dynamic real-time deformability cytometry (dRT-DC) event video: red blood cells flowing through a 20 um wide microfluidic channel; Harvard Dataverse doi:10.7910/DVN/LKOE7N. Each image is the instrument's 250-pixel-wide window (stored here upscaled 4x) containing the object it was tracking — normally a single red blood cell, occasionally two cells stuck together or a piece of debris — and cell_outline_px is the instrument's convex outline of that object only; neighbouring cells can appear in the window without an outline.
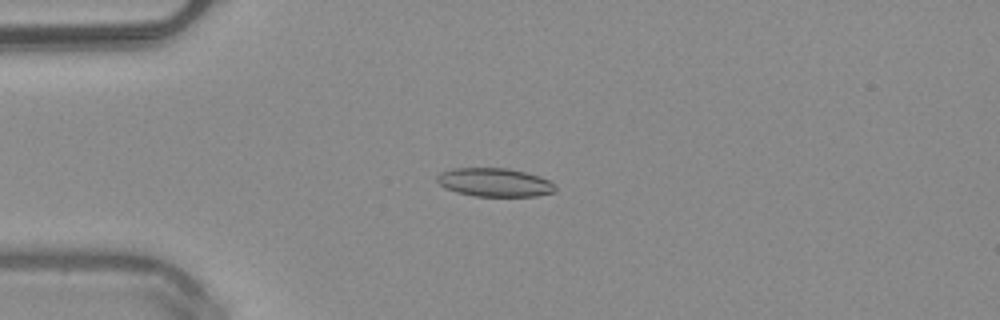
{"species": "common noctule bat (a hibernating species)", "species_latin": "Nyctalus noctula", "temperature_condition": "warm", "stored_images_in_passage": 36, "camera_frame_rate_fps": 3000, "um_per_image_px": 0.085, "animal": {"sex": "male", "body_mass_g": 20.4}, "frame": {"image": 1, "passage_image": 3, "time_ms": 0.667, "image_size_px": [1000, 320], "cell_outline_px": [[556, 192], [536, 196], [476, 196], [456, 192], [444, 188], [436, 180], [436, 176], [440, 172], [452, 168], [508, 168], [540, 176], [556, 184]], "centroid_in_image_um": [42.04, 15.5], "position_along_channel_um": 43.0, "area_um2": 19.83}}
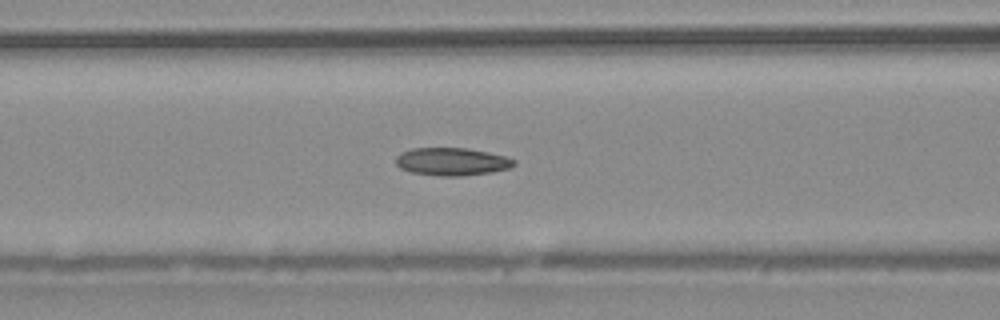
{"frame": {"image": 2, "passage_image": 11, "time_ms": 3.333, "image_size_px": [1000, 320], "cell_outline_px": [[516, 164], [512, 168], [492, 172], [460, 176], [440, 176], [412, 172], [400, 168], [396, 164], [396, 156], [400, 152], [412, 148], [464, 148], [488, 152], [504, 156], [516, 160]], "centroid_in_image_um": [38.42, 13.74], "position_along_channel_um": 128.2, "area_um2": 19.19}}
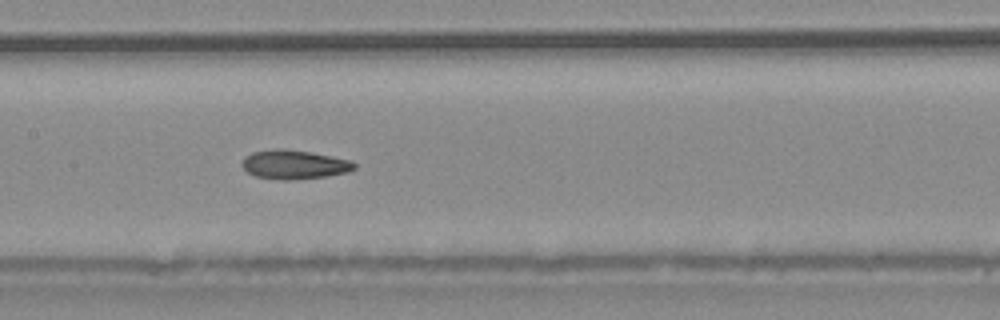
{"frame": {"image": 3, "passage_image": 15, "time_ms": 4.667, "image_size_px": [1000, 320], "cell_outline_px": [[356, 168], [348, 172], [324, 176], [292, 180], [280, 180], [256, 176], [248, 172], [240, 164], [244, 156], [252, 152], [276, 148], [284, 148], [312, 152], [352, 160], [356, 164]], "centroid_in_image_um": [25.0, 13.97], "position_along_channel_um": 182.4, "area_um2": 19.19}, "authors_computed_cell_mechanics": {"area_um2": 18.5827, "velocity_mm_per_s": 4.0692, "shape_relaxation_time_tau1_ms": 7.5816, "shape_relaxation_time_tau2_ms": 3.4242, "deformation_change_tau1": 0.1653, "deformation_change_tau2": 0.1132}}